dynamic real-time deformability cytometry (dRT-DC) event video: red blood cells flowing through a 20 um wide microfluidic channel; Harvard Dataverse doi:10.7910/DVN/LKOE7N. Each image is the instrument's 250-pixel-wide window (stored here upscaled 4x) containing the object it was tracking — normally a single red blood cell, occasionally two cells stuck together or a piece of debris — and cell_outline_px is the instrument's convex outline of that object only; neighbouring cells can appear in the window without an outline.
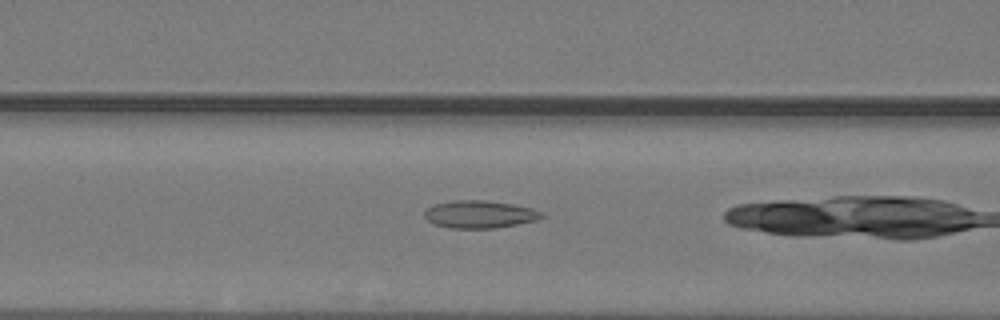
{"species": "common noctule bat (a hibernating species)", "species_latin": "Nyctalus noctula", "temperature_condition": "warm", "stored_images_in_passage": 33, "camera_frame_rate_fps": 3000, "um_per_image_px": 0.085, "animal": {"sex": "male", "body_mass_g": 19.2, "forearm_length_mm": 51.8}, "frame": {"image": 1, "passage_image": 15, "time_ms": 4.667, "image_size_px": [1000, 320], "cell_outline_px": [[544, 216], [536, 220], [496, 228], [452, 228], [432, 224], [424, 216], [424, 212], [428, 208], [436, 204], [452, 200], [484, 200], [512, 204], [532, 208], [540, 212]], "centroid_in_image_um": [40.74, 18.21], "position_along_channel_um": 125.9, "area_um2": 18.67}}
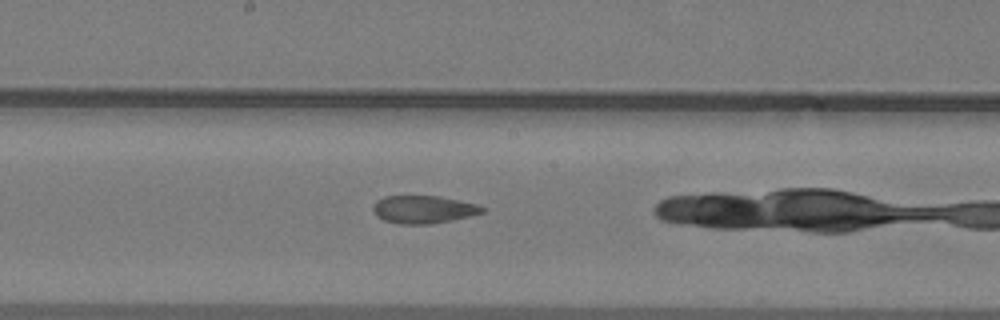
{"frame": {"image": 2, "passage_image": 21, "time_ms": 6.667, "image_size_px": [1000, 320], "cell_outline_px": [[484, 212], [452, 220], [428, 224], [404, 224], [384, 220], [376, 216], [372, 208], [376, 200], [384, 196], [440, 196], [480, 204], [484, 208]], "centroid_in_image_um": [35.99, 17.79], "position_along_channel_um": 212.2, "area_um2": 17.69}}
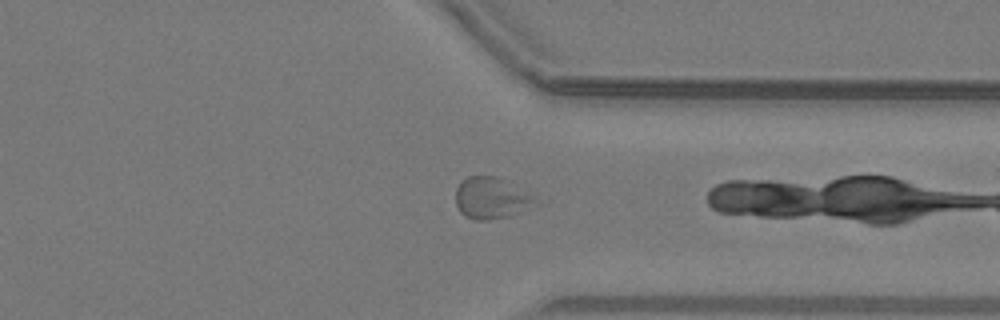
{"frame": {"image": 3, "passage_image": 32, "time_ms": 10.333, "image_size_px": [1000, 320], "cell_outline_px": [[536, 196], [532, 200], [516, 212], [508, 216], [488, 220], [476, 220], [464, 216], [460, 212], [456, 204], [456, 188], [460, 180], [468, 176], [496, 176]], "centroid_in_image_um": [41.62, 16.81], "position_along_channel_um": 369.8, "area_um2": 18.61}}